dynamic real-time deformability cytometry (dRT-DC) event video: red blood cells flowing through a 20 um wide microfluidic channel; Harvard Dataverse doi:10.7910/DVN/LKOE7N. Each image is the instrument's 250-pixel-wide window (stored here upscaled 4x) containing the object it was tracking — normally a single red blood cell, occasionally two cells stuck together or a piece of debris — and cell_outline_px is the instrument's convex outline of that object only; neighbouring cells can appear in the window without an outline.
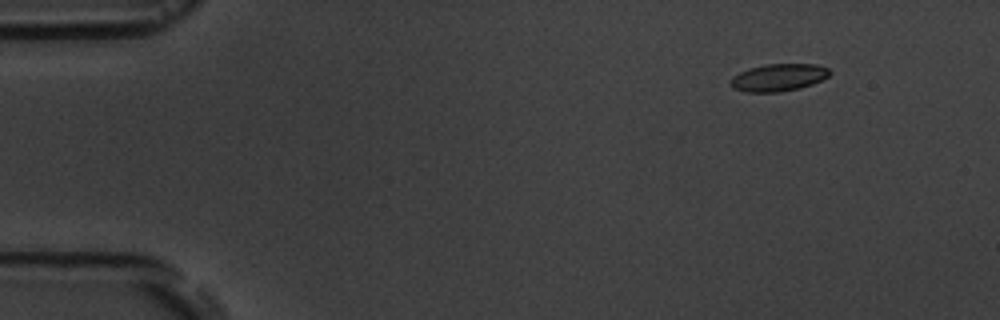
{"species": "common noctule bat (a hibernating species)", "species_latin": "Nyctalus noctula", "temperature_condition": "room temperature", "stored_images_in_passage": 4, "camera_frame_rate_fps": 3000, "um_per_image_px": 0.085, "animal": {"sex": "male", "body_mass_g": 19.5, "forearm_length_mm": 54.6}, "frame": {"image": 1, "passage_image": 1, "time_ms": 0.0, "image_size_px": [1000, 320], "cell_outline_px": [[832, 72], [828, 76], [812, 84], [800, 88], [776, 92], [748, 92], [732, 88], [728, 84], [740, 72], [748, 68], [764, 64], [816, 64], [828, 68]], "centroid_in_image_um": [66.18, 6.58], "position_along_channel_um": 18.8, "area_um2": 15.72}}
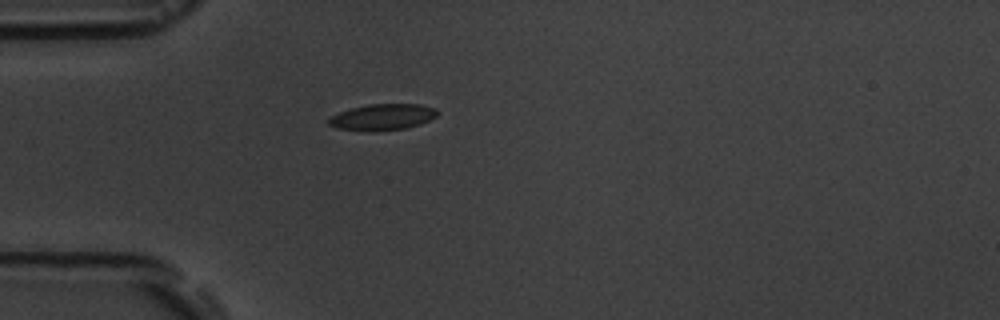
{"frame": {"image": 2, "passage_image": 3, "time_ms": 3.333, "image_size_px": [1000, 320], "cell_outline_px": [[440, 112], [436, 116], [420, 124], [408, 128], [376, 132], [336, 128], [328, 124], [328, 120], [332, 116], [340, 112], [352, 108], [368, 104], [420, 104], [436, 108]], "centroid_in_image_um": [32.55, 9.96], "position_along_channel_um": 52.5, "area_um2": 16.7}}